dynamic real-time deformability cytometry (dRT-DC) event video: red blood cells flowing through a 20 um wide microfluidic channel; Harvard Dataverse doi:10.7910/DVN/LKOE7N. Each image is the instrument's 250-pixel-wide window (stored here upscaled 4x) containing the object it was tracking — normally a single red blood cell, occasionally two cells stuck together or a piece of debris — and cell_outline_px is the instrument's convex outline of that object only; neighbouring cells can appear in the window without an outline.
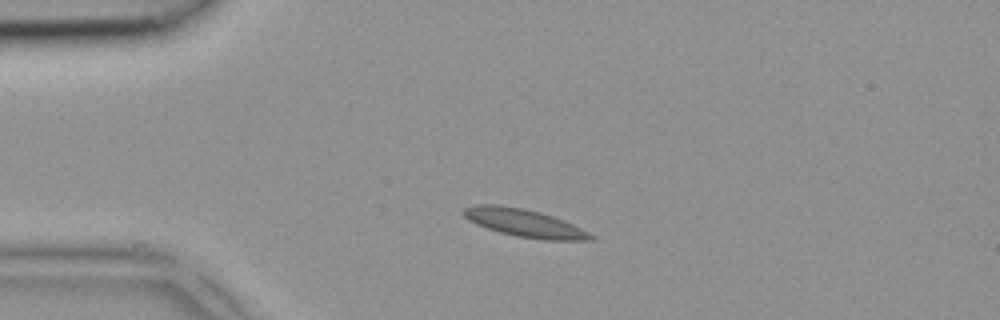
{"species": "common noctule bat (a hibernating species)", "species_latin": "Nyctalus noctula", "temperature_condition": "room temperature", "stored_images_in_passage": 2, "camera_frame_rate_fps": 3000, "um_per_image_px": 0.085, "animal": {"sex": "female", "body_mass_g": 18.4}, "frame": {"image": 1, "passage_image": 2, "time_ms": 0.333, "image_size_px": [1000, 320], "cell_outline_px": [[596, 240], [544, 240], [516, 236], [500, 232], [476, 224], [468, 220], [460, 212], [464, 208], [476, 204], [500, 204], [524, 208], [540, 212], [552, 216], [572, 224], [596, 236]], "centroid_in_image_um": [44.55, 18.94], "position_along_channel_um": 40.5, "area_um2": 20.69}}